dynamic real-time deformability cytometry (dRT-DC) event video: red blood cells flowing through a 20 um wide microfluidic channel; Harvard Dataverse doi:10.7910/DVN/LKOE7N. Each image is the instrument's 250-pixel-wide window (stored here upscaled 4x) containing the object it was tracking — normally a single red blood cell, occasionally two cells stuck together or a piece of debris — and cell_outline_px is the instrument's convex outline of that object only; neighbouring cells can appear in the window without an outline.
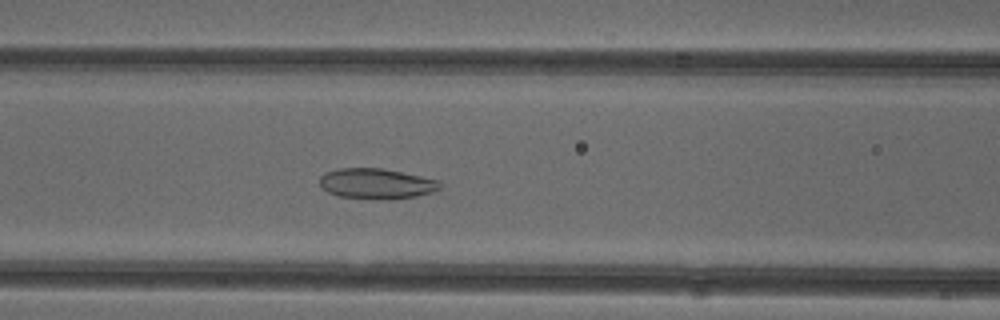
{"species": "common noctule bat (a hibernating species)", "species_latin": "Nyctalus noctula", "temperature_condition": "cold", "stored_images_in_passage": 52, "camera_frame_rate_fps": 3000, "um_per_image_px": 0.085, "animal": {"sex": "female"}, "frame": {"image": 1, "passage_image": 22, "time_ms": 7.0, "image_size_px": [1000, 320], "cell_outline_px": [[440, 188], [432, 192], [416, 196], [388, 200], [340, 196], [328, 192], [320, 184], [320, 176], [336, 168], [380, 168], [440, 180]], "centroid_in_image_um": [32.01, 15.61], "position_along_channel_um": 134.6, "area_um2": 21.1}}
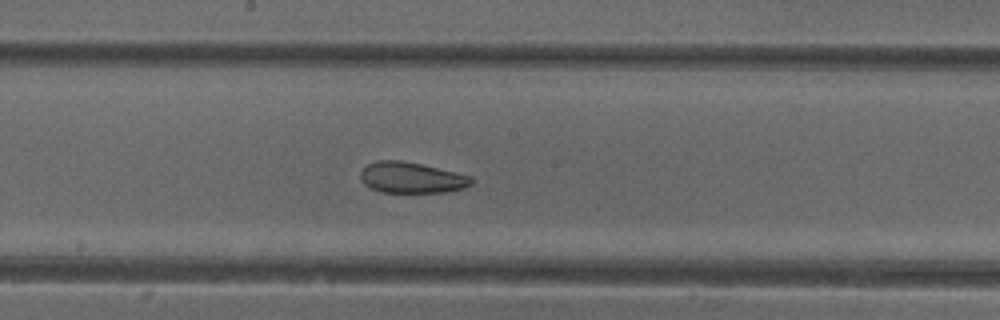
{"frame": {"image": 2, "passage_image": 28, "time_ms": 9.0, "image_size_px": [1000, 320], "cell_outline_px": [[476, 180], [472, 184], [464, 188], [444, 192], [380, 192], [364, 184], [360, 176], [360, 172], [368, 164], [380, 160], [400, 160], [420, 164], [472, 176]], "centroid_in_image_um": [35.01, 15.1], "position_along_channel_um": 213.2, "area_um2": 19.88}}
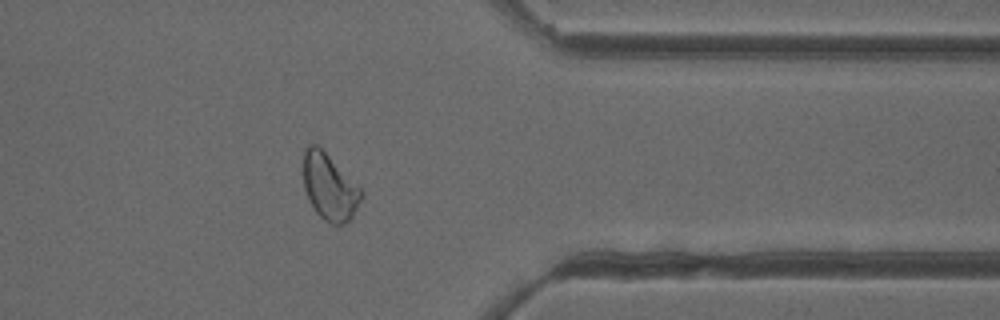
{"frame": {"image": 3, "passage_image": 42, "time_ms": 13.667, "image_size_px": [1000, 320], "cell_outline_px": [[364, 192], [352, 216], [344, 224], [332, 224], [324, 220], [316, 212], [308, 200], [304, 188], [304, 148], [308, 144], [316, 144]], "centroid_in_image_um": [27.97, 15.91], "position_along_channel_um": 383.4, "area_um2": 21.85}, "authors_computed_cell_mechanics": {"area_um2": 24.1315, "velocity_mm_per_s": 3.9292, "shape_relaxation_time_tau1_ms": null, "shape_relaxation_time_tau2_ms": 2.4221, "deformation_change_tau1": null, "deformation_change_tau2": 0.0827}}